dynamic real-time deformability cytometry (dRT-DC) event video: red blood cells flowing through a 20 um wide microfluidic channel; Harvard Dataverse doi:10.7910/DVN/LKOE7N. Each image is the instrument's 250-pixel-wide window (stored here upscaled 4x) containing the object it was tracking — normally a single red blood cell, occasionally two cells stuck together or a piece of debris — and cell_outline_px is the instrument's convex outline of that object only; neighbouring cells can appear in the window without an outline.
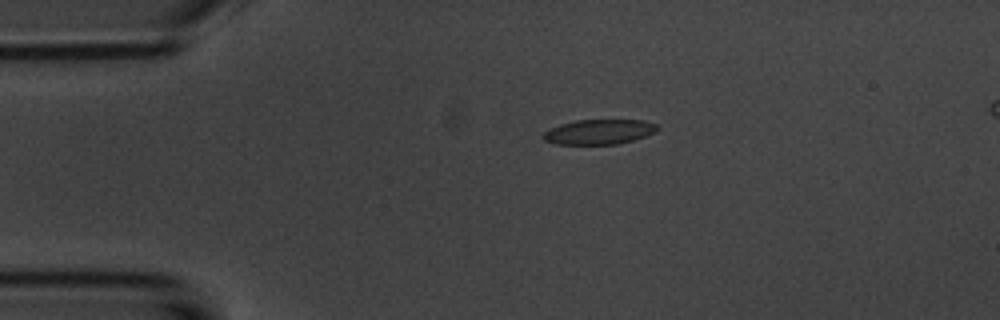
{"species": "common noctule bat (a hibernating species)", "species_latin": "Nyctalus noctula", "temperature_condition": "room temperature", "stored_images_in_passage": 3, "camera_frame_rate_fps": 3000, "um_per_image_px": 0.085, "animal": {"sex": "male", "body_mass_g": 20.1, "forearm_length_mm": 53.5}, "frame": {"image": 1, "passage_image": 3, "time_ms": 3.667, "image_size_px": [1000, 320], "cell_outline_px": [[660, 128], [656, 132], [632, 140], [616, 144], [556, 144], [544, 140], [540, 136], [548, 128], [560, 124], [576, 120], [644, 120], [656, 124]], "centroid_in_image_um": [50.89, 11.2], "position_along_channel_um": 34.1, "area_um2": 16.65}}